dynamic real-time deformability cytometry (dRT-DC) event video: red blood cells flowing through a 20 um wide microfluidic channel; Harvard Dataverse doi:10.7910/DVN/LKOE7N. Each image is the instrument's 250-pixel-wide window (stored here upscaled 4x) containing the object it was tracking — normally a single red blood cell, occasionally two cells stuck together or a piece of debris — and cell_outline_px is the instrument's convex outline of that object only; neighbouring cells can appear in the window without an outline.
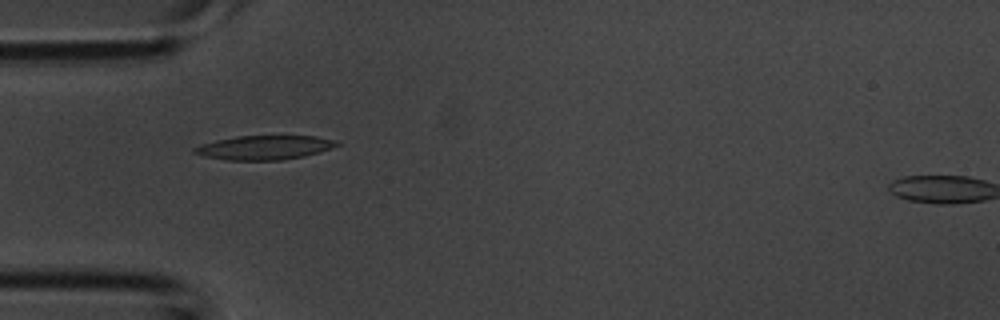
{"species": "common noctule bat (a hibernating species)", "species_latin": "Nyctalus noctula", "temperature_condition": "room temperature", "stored_images_in_passage": 3, "camera_frame_rate_fps": 3000, "um_per_image_px": 0.085, "animal": {"sex": "male", "body_mass_g": 20.1, "forearm_length_mm": 53.5}, "frame": {"image": 1, "passage_image": 3, "time_ms": 0.667, "image_size_px": [1000, 320], "cell_outline_px": [[340, 144], [332, 148], [320, 152], [304, 156], [284, 160], [228, 160], [204, 156], [192, 152], [192, 148], [200, 144], [216, 140], [236, 136], [316, 136], [336, 140]], "centroid_in_image_um": [22.47, 12.54], "position_along_channel_um": 62.5, "area_um2": 20.11}}